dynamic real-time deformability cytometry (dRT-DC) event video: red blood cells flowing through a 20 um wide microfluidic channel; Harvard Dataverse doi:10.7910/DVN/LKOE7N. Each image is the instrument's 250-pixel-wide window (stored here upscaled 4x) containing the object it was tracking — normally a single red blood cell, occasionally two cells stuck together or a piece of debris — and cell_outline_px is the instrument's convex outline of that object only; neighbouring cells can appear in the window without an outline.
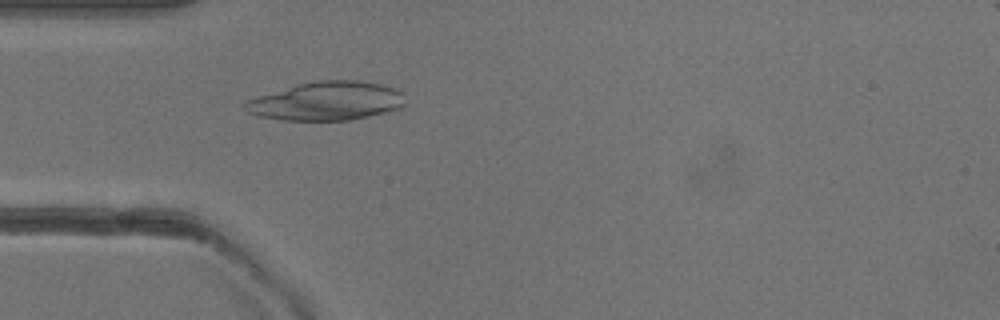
{"species": "common noctule bat (a hibernating species)", "species_latin": "Nyctalus noctula", "temperature_condition": "warm", "stored_images_in_passage": 51, "camera_frame_rate_fps": 3000, "um_per_image_px": 0.085, "animal": {"sex": "female"}, "frame": {"image": 1, "passage_image": 15, "time_ms": 4.667, "image_size_px": [1000, 320], "cell_outline_px": [[404, 108], [352, 120], [280, 120], [260, 116], [248, 112], [240, 108], [240, 104], [244, 100], [300, 84], [316, 80], [360, 80], [380, 84], [396, 88], [400, 92], [404, 104]], "centroid_in_image_um": [27.73, 8.6], "position_along_channel_um": 57.3, "area_um2": 36.24}}
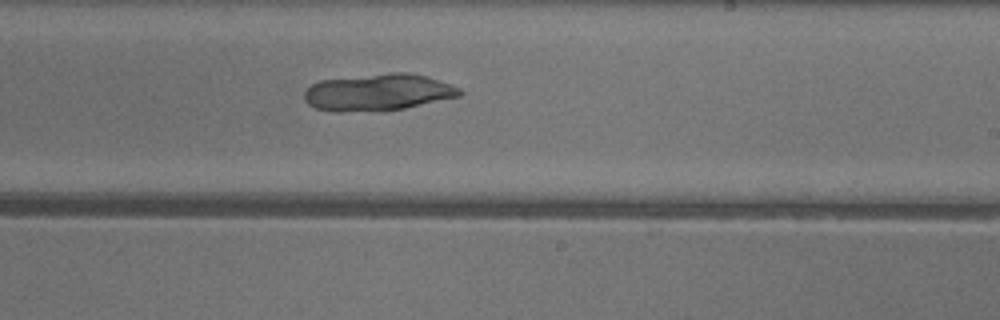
{"frame": {"image": 2, "passage_image": 30, "time_ms": 9.667, "image_size_px": [1000, 320], "cell_outline_px": [[464, 92], [460, 96], [404, 108], [384, 112], [336, 112], [316, 108], [308, 104], [304, 100], [304, 92], [312, 84], [320, 80], [392, 72], [408, 72], [428, 76], [460, 88]], "centroid_in_image_um": [32.14, 7.86], "position_along_channel_um": 256.9, "area_um2": 33.76}}
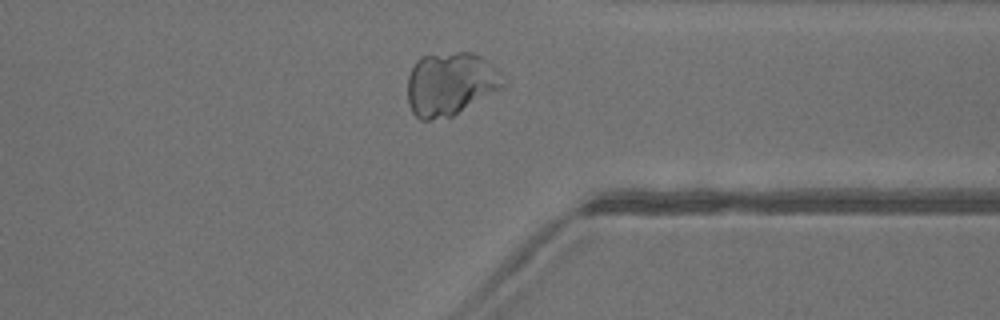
{"frame": {"image": 3, "passage_image": 39, "time_ms": 12.667, "image_size_px": [1000, 320], "cell_outline_px": [[504, 84], [500, 88], [452, 116], [428, 120], [420, 120], [412, 112], [408, 104], [408, 76], [416, 60], [420, 56], [456, 52], [472, 52], [484, 56], [496, 68]], "centroid_in_image_um": [38.24, 7.11], "position_along_channel_um": 373.2, "area_um2": 34.97}}